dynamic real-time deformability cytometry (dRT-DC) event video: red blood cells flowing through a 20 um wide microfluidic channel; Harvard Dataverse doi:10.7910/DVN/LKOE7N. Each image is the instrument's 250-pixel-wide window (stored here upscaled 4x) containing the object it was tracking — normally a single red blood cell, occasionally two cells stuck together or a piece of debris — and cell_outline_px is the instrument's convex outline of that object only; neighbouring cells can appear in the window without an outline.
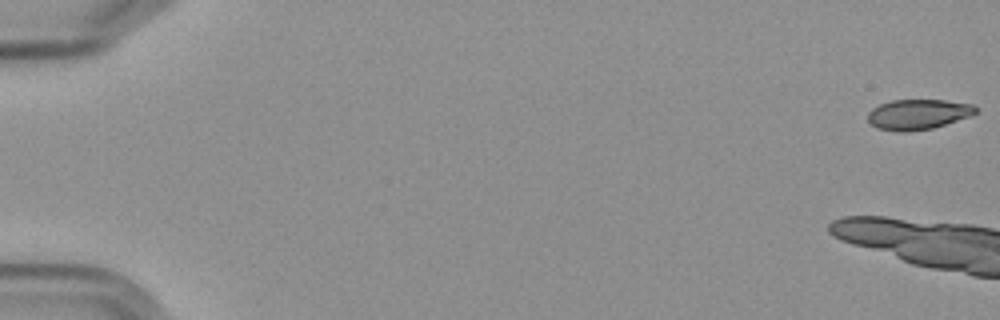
{"species": "Egyptian fruit bat (a non-hibernating species)", "species_latin": "Rousettus aegyptiacus", "temperature_condition": "cold", "stored_images_in_passage": 9, "camera_frame_rate_fps": 3000, "um_per_image_px": 0.085, "frame": {"image": 1, "passage_image": 1, "time_ms": 0.0, "image_size_px": [1000, 320], "cell_outline_px": [[976, 112], [972, 116], [932, 128], [904, 132], [900, 132], [876, 128], [868, 120], [868, 112], [872, 108], [880, 104], [892, 100], [944, 100], [972, 104], [976, 108]], "centroid_in_image_um": [78.03, 9.72], "position_along_channel_um": 7.0, "area_um2": 18.96}}
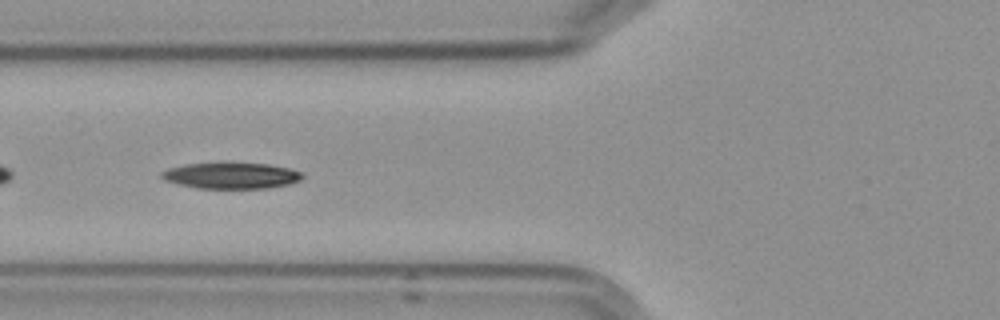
{"frame": {"image": 2, "passage_image": 8, "time_ms": 9.0, "image_size_px": [1000, 320], "cell_outline_px": [[304, 176], [300, 180], [288, 184], [268, 188], [196, 188], [164, 180], [160, 176], [160, 172], [168, 168], [184, 164], [268, 164], [288, 168], [300, 172]], "centroid_in_image_um": [19.62, 14.94], "position_along_channel_um": 106.2, "area_um2": 20.98}}
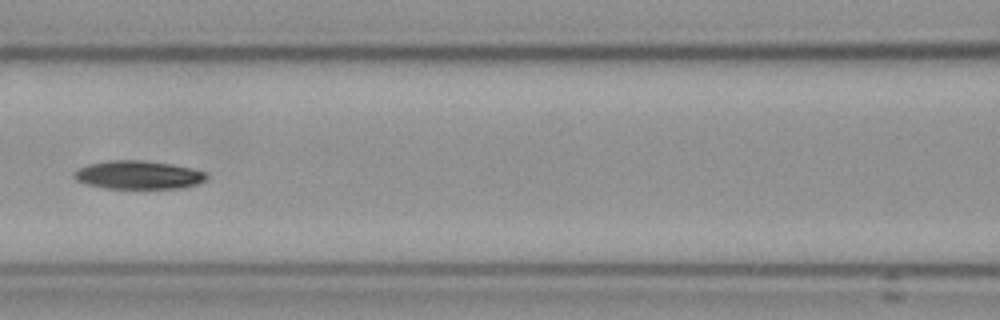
{"frame": {"image": 3, "passage_image": 9, "time_ms": 10.333, "image_size_px": [1000, 320], "cell_outline_px": [[208, 180], [196, 184], [180, 188], [104, 188], [88, 184], [76, 180], [72, 176], [80, 168], [88, 164], [108, 160], [140, 160], [172, 164], [208, 172]], "centroid_in_image_um": [11.8, 14.86], "position_along_channel_um": 154.8, "area_um2": 21.85}}